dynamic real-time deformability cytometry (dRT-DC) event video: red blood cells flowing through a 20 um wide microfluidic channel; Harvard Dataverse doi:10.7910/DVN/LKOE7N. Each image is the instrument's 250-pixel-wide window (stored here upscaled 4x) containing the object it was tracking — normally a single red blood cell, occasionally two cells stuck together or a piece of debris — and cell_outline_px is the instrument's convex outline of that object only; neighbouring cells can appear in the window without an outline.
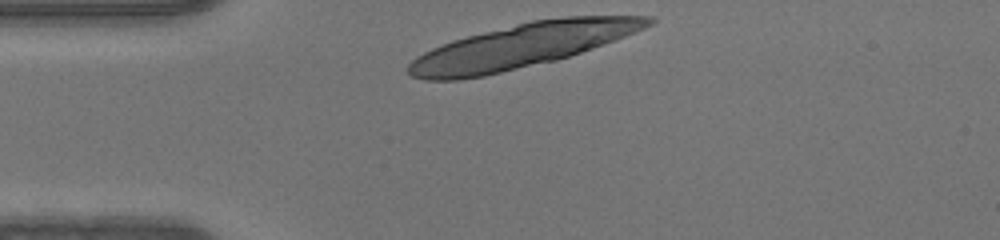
{"species": "human", "species_latin": "Homo sapiens", "temperature_condition": "warm", "stored_images_in_passage": 4, "camera_frame_rate_fps": 3000, "um_per_image_px": 0.085, "donor": {"sex": "male"}, "frame": {"image": 1, "passage_image": 1, "time_ms": 0.0, "image_size_px": [1000, 240], "cell_outline_px": [[656, 20], [652, 24], [644, 28], [624, 36], [592, 48], [556, 60], [484, 76], [460, 80], [424, 80], [412, 76], [408, 72], [408, 64], [416, 56], [432, 48], [452, 40], [532, 20], [564, 16], [652, 16]], "centroid_in_image_um": [44.32, 3.9], "position_along_channel_um": 40.7, "area_um2": 61.09}}